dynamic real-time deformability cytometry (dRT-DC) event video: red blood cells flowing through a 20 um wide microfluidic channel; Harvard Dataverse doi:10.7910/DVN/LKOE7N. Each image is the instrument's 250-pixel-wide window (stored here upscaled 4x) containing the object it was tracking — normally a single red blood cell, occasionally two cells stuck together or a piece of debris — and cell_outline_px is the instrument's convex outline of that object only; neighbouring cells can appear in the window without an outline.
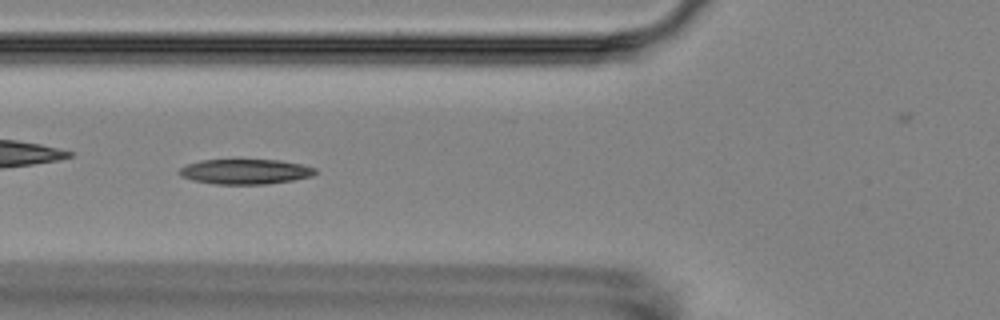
{"species": "Egyptian fruit bat (a non-hibernating species)", "species_latin": "Rousettus aegyptiacus", "temperature_condition": "room temperature", "stored_images_in_passage": 8, "camera_frame_rate_fps": 3000, "um_per_image_px": 0.085, "animal": {"sex": "female"}, "frame": {"image": 1, "passage_image": 5, "time_ms": 5.333, "image_size_px": [1000, 320], "cell_outline_px": [[320, 172], [312, 176], [292, 180], [268, 184], [216, 184], [192, 180], [180, 176], [180, 168], [188, 164], [200, 160], [280, 160], [300, 164], [316, 168]], "centroid_in_image_um": [20.89, 14.59], "position_along_channel_um": 104.9, "area_um2": 19.83}}
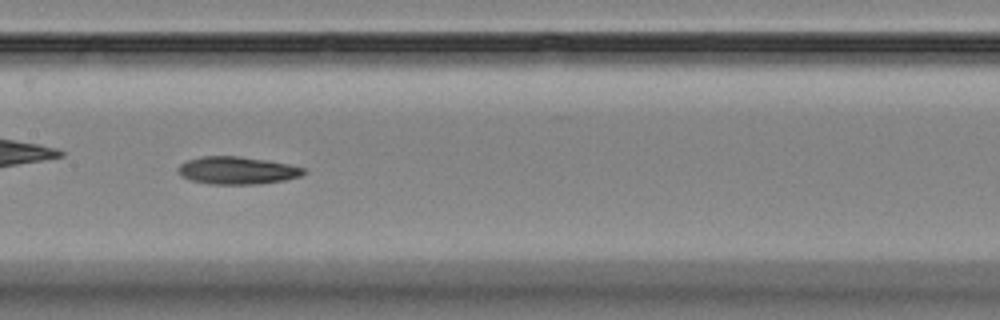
{"frame": {"image": 2, "passage_image": 7, "time_ms": 7.667, "image_size_px": [1000, 320], "cell_outline_px": [[304, 172], [300, 176], [284, 180], [260, 184], [212, 184], [188, 180], [180, 176], [180, 164], [188, 160], [200, 156], [240, 156], [268, 160], [288, 164], [304, 168]], "centroid_in_image_um": [20.14, 14.48], "position_along_channel_um": 187.3, "area_um2": 20.11}}
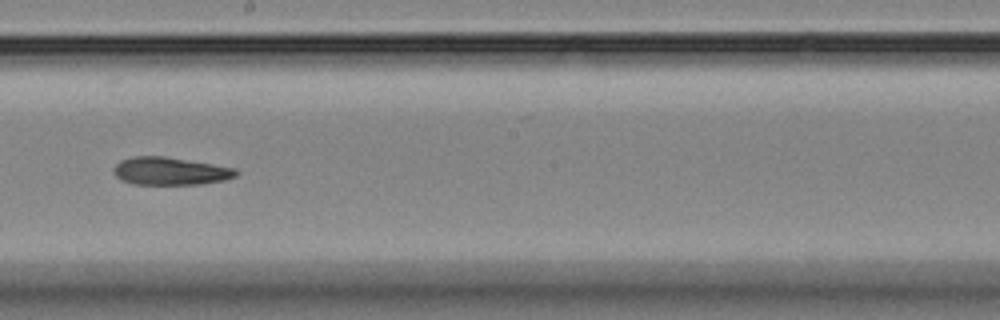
{"frame": {"image": 3, "passage_image": 8, "time_ms": 9.0, "image_size_px": [1000, 320], "cell_outline_px": [[240, 172], [236, 176], [224, 180], [200, 184], [132, 184], [120, 180], [112, 172], [112, 168], [120, 160], [132, 156], [164, 156], [236, 168]], "centroid_in_image_um": [14.43, 14.54], "position_along_channel_um": 233.8, "area_um2": 19.94}}